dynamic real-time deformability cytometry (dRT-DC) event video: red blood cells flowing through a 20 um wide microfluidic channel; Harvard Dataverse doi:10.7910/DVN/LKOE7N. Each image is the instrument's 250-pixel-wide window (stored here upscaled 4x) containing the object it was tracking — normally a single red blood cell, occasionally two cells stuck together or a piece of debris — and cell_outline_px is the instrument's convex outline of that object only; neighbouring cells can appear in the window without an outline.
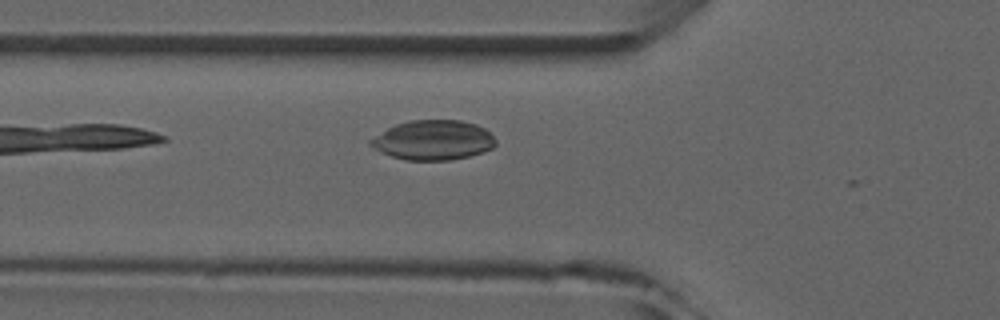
{"species": "common noctule bat (a hibernating species)", "species_latin": "Nyctalus noctula", "temperature_condition": "room temperature", "stored_images_in_passage": 5, "camera_frame_rate_fps": 3000, "um_per_image_px": 0.085, "animal": {"sex": "male", "forearm_length_mm": 52.5}, "frame": {"image": 1, "passage_image": 5, "time_ms": 5.0, "image_size_px": [1000, 320], "cell_outline_px": [[496, 144], [492, 148], [484, 152], [452, 160], [404, 160], [392, 156], [368, 144], [368, 140], [388, 128], [396, 124], [408, 120], [460, 120], [476, 124], [484, 128], [496, 140]], "centroid_in_image_um": [36.84, 11.91], "position_along_channel_um": 89.0, "area_um2": 28.84}}